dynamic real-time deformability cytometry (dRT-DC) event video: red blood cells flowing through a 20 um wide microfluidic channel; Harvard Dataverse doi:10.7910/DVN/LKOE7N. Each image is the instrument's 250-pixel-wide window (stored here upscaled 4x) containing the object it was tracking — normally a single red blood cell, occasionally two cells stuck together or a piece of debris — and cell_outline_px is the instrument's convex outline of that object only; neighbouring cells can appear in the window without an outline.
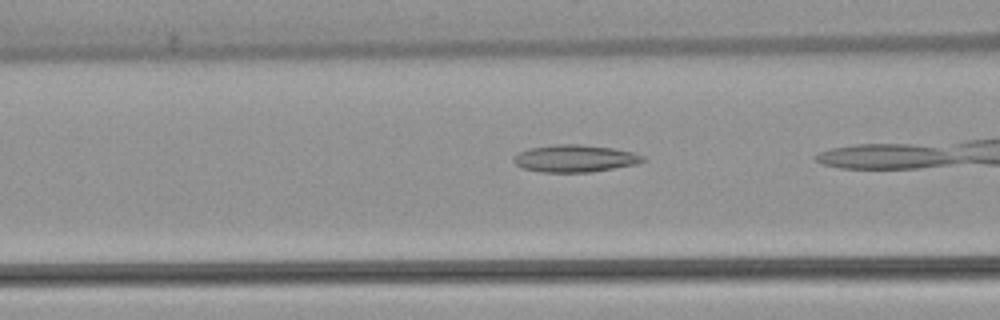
{"species": "common noctule bat (a hibernating species)", "species_latin": "Nyctalus noctula", "temperature_condition": "warm", "stored_images_in_passage": 29, "camera_frame_rate_fps": 3000, "um_per_image_px": 0.085, "animal": {"sex": "female", "body_mass_g": 22.7, "forearm_length_mm": 54.2}, "frame": {"image": 1, "passage_image": 15, "time_ms": 4.667, "image_size_px": [1000, 320], "cell_outline_px": [[644, 160], [640, 164], [592, 172], [540, 172], [520, 168], [512, 160], [520, 152], [528, 148], [556, 144], [580, 144], [612, 148], [632, 152], [644, 156]], "centroid_in_image_um": [48.87, 13.47], "position_along_channel_um": 117.7, "area_um2": 20.63}}
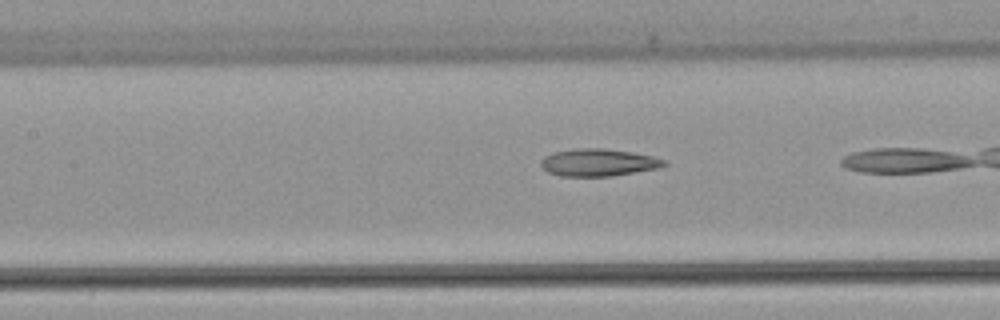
{"frame": {"image": 2, "passage_image": 18, "time_ms": 5.667, "image_size_px": [1000, 320], "cell_outline_px": [[668, 164], [656, 168], [612, 176], [560, 176], [548, 172], [540, 164], [540, 160], [544, 156], [552, 152], [576, 148], [604, 148], [632, 152], [652, 156], [668, 160]], "centroid_in_image_um": [50.84, 13.8], "position_along_channel_um": 156.6, "area_um2": 19.71}}
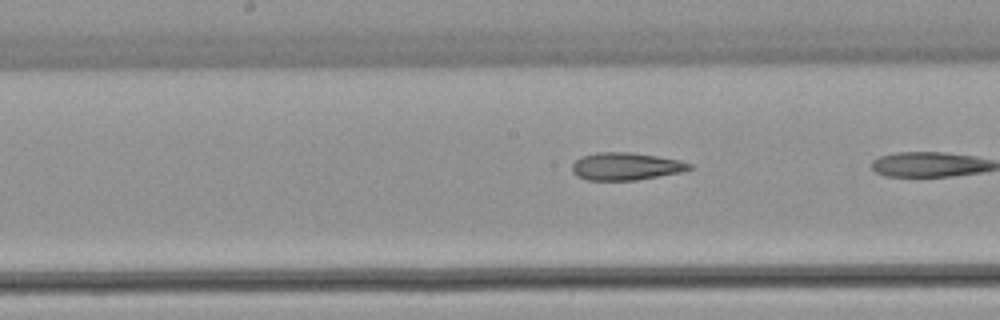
{"frame": {"image": 3, "passage_image": 21, "time_ms": 6.667, "image_size_px": [1000, 320], "cell_outline_px": [[692, 168], [684, 172], [636, 180], [588, 180], [576, 176], [572, 172], [572, 164], [576, 160], [584, 156], [596, 152], [632, 152], [680, 160], [692, 164]], "centroid_in_image_um": [53.22, 14.14], "position_along_channel_um": 195.0, "area_um2": 18.9}}